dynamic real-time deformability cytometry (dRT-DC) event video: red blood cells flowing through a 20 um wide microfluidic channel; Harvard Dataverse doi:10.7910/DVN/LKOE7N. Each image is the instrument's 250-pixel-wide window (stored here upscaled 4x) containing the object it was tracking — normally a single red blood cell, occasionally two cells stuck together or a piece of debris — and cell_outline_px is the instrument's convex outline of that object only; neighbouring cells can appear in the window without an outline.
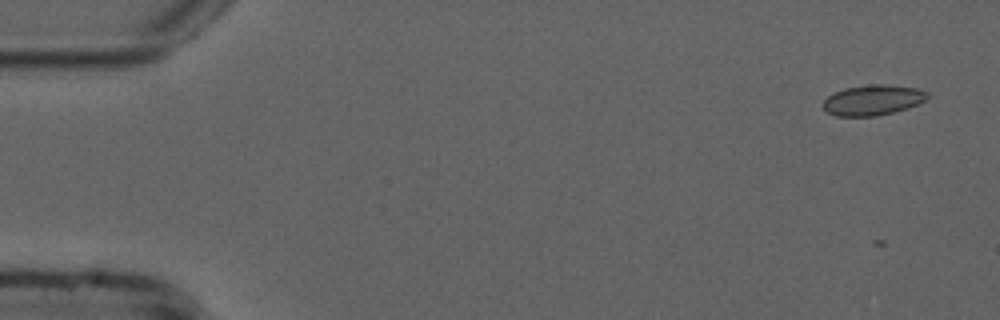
{"species": "common noctule bat (a hibernating species)", "species_latin": "Nyctalus noctula", "temperature_condition": "cold", "stored_images_in_passage": 11, "camera_frame_rate_fps": 3000, "um_per_image_px": 0.085, "animal": {"sex": "male", "forearm_length_mm": 52.5}, "frame": {"image": 1, "passage_image": 1, "time_ms": 0.0, "image_size_px": [1000, 320], "cell_outline_px": [[928, 96], [924, 100], [908, 108], [876, 116], [836, 116], [828, 112], [820, 104], [828, 96], [844, 88], [872, 84], [884, 84], [916, 88], [928, 92]], "centroid_in_image_um": [74.16, 8.5], "position_along_channel_um": 10.8, "area_um2": 18.32}}